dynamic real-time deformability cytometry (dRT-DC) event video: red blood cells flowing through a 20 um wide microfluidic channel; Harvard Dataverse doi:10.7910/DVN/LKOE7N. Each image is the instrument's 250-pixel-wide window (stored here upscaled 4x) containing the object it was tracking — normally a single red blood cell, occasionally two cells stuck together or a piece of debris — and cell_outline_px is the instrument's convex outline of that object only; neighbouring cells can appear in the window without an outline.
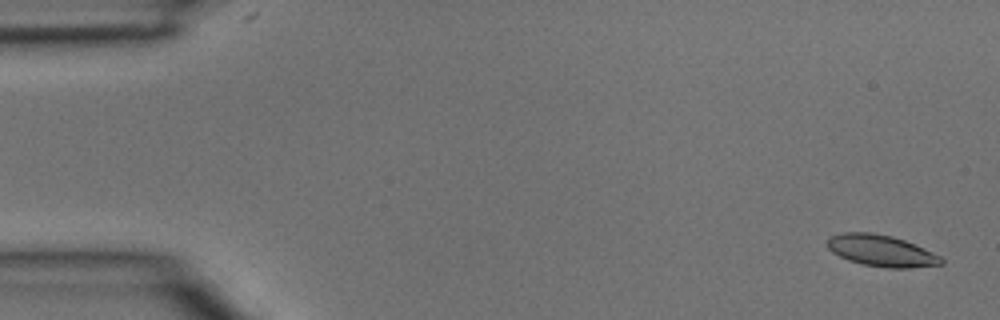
{"species": "common noctule bat (a hibernating species)", "species_latin": "Nyctalus noctula", "temperature_condition": "room temperature", "stored_images_in_passage": 6, "camera_frame_rate_fps": 3000, "um_per_image_px": 0.085, "animal": {"sex": "male", "body_mass_g": 15.6}, "frame": {"image": 1, "passage_image": 1, "time_ms": 0.0, "image_size_px": [1000, 320], "cell_outline_px": [[944, 264], [908, 268], [888, 268], [864, 264], [848, 260], [832, 252], [828, 248], [828, 236], [840, 232], [872, 232], [892, 236], [904, 240], [924, 248], [940, 256], [944, 260]], "centroid_in_image_um": [74.9, 21.3], "position_along_channel_um": 10.1, "area_um2": 20.92}}
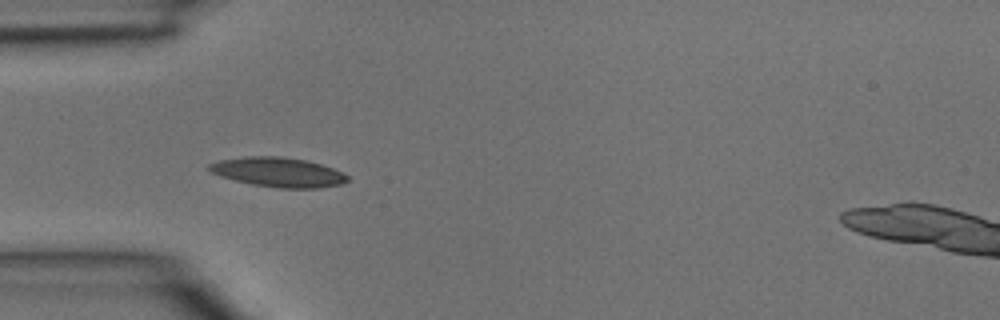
{"frame": {"image": 2, "passage_image": 4, "time_ms": 1.0, "image_size_px": [1000, 320], "cell_outline_px": [[348, 180], [340, 184], [320, 188], [276, 188], [252, 184], [220, 176], [212, 172], [208, 168], [208, 164], [220, 160], [244, 156], [280, 156], [304, 160], [320, 164], [344, 172], [348, 176]], "centroid_in_image_um": [23.65, 14.63], "position_along_channel_um": 61.4, "area_um2": 23.7}}